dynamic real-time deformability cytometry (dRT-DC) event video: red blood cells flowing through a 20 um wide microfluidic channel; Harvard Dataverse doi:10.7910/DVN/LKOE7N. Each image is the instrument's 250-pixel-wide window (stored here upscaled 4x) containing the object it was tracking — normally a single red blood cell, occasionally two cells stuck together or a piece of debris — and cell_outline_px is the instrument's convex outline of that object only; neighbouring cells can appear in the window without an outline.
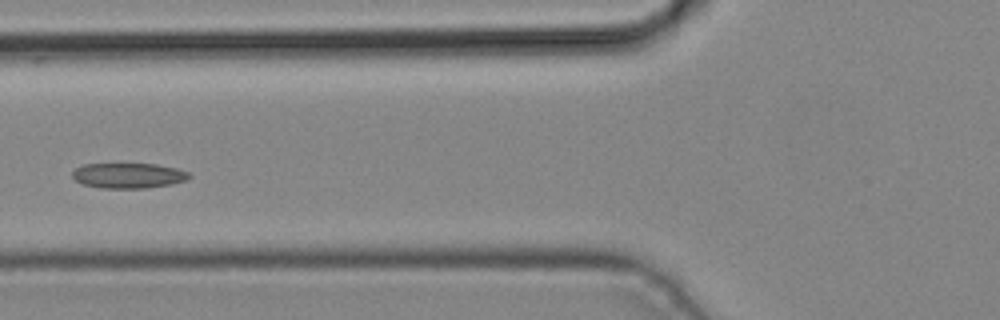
{"species": "common noctule bat (a hibernating species)", "species_latin": "Nyctalus noctula", "temperature_condition": "cold", "stored_images_in_passage": 4, "camera_frame_rate_fps": 3000, "um_per_image_px": 0.085, "animal": {"sex": "male", "body_mass_g": 19.2, "forearm_length_mm": 51.8}, "frame": {"image": 1, "passage_image": 4, "time_ms": 1.0, "image_size_px": [1000, 320], "cell_outline_px": [[192, 176], [184, 180], [172, 184], [144, 188], [100, 188], [84, 184], [76, 180], [72, 176], [72, 172], [76, 168], [84, 164], [156, 164], [176, 168], [188, 172]], "centroid_in_image_um": [10.91, 14.92], "position_along_channel_um": 114.9, "area_um2": 17.05}}